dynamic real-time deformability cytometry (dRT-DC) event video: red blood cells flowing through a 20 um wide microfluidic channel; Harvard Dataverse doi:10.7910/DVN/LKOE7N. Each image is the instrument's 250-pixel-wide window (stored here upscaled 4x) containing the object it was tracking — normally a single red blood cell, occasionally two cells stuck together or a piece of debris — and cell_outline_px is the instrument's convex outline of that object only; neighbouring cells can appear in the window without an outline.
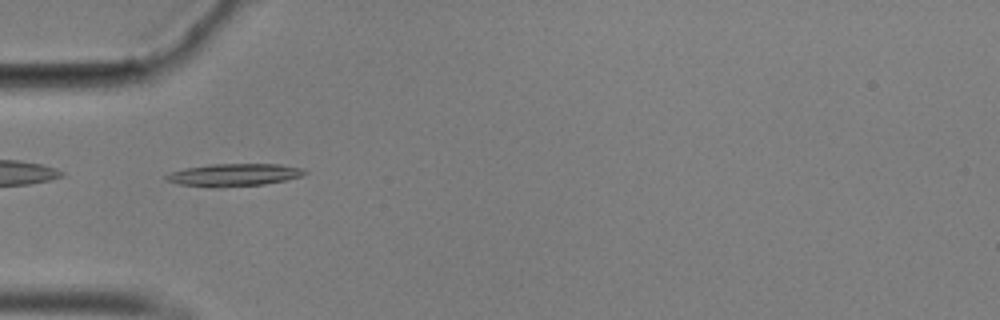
{"species": "common noctule bat (a hibernating species)", "species_latin": "Nyctalus noctula", "temperature_condition": "cold", "stored_images_in_passage": 40, "camera_frame_rate_fps": 3000, "um_per_image_px": 0.085, "animal": {"sex": "male", "body_mass_g": 17.9}, "frame": {"image": 1, "passage_image": 1, "time_ms": 0.0, "image_size_px": [1000, 320], "cell_outline_px": [[308, 172], [300, 176], [284, 180], [264, 184], [220, 188], [216, 188], [180, 184], [164, 180], [164, 176], [172, 172], [184, 168], [208, 164], [280, 164], [304, 168]], "centroid_in_image_um": [19.86, 14.86], "position_along_channel_um": 65.1, "area_um2": 18.32}}
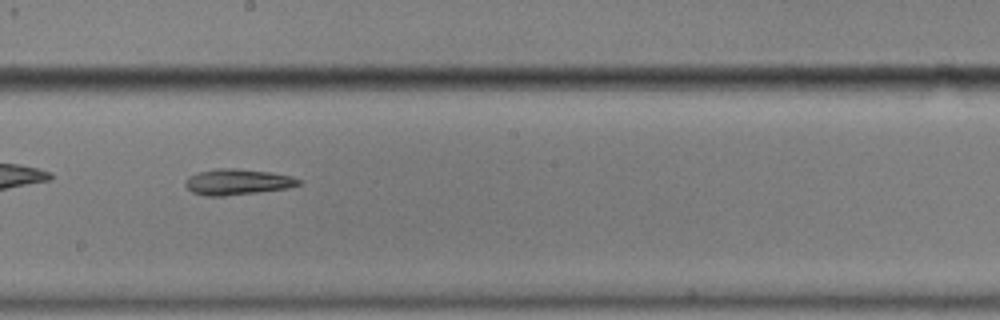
{"frame": {"image": 2, "passage_image": 15, "time_ms": 4.667, "image_size_px": [1000, 320], "cell_outline_px": [[304, 180], [300, 184], [288, 188], [224, 196], [204, 196], [192, 192], [184, 184], [184, 180], [188, 176], [196, 172], [220, 168], [236, 168], [268, 172], [292, 176]], "centroid_in_image_um": [20.16, 15.46], "position_along_channel_um": 228.0, "area_um2": 17.17}}
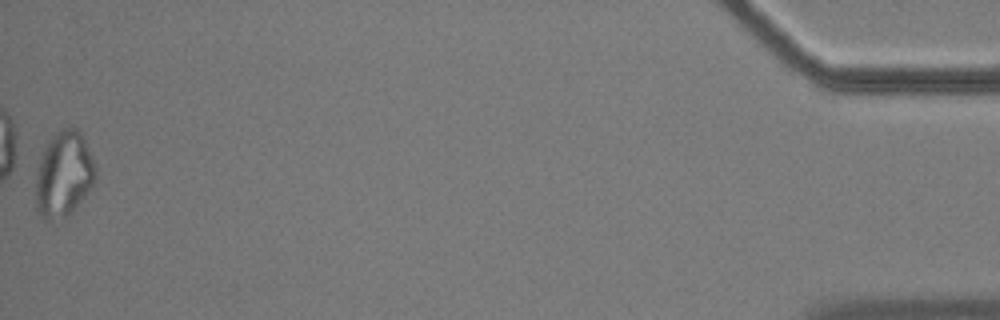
{"frame": {"image": 3, "passage_image": 40, "time_ms": 13.0, "image_size_px": [1000, 320], "cell_outline_px": [[96, 176], [92, 184], [84, 196], [72, 212], [68, 216], [48, 220], [44, 220], [36, 212], [36, 172], [40, 156], [44, 144], [56, 132], [64, 128], [76, 128], [80, 132], [96, 164]], "centroid_in_image_um": [5.39, 14.81], "position_along_channel_um": 429.8, "area_um2": 29.88}}